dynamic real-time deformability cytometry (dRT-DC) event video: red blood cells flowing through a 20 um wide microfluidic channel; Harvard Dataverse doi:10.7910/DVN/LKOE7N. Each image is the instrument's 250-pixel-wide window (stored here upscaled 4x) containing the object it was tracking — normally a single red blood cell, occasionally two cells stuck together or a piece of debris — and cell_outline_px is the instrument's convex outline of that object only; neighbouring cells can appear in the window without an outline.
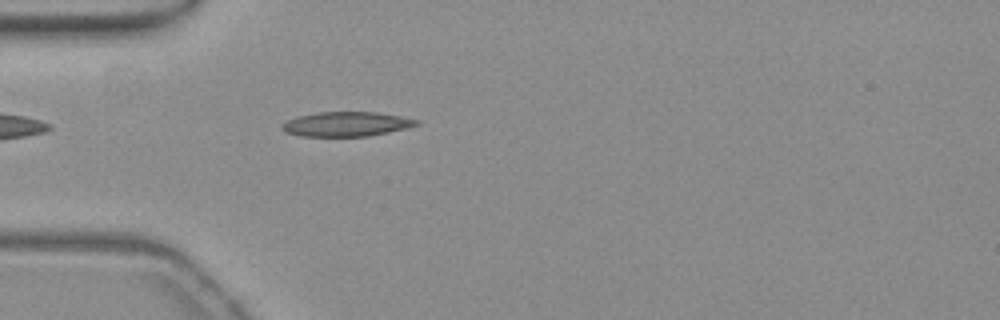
{"species": "common noctule bat (a hibernating species)", "species_latin": "Nyctalus noctula", "temperature_condition": "warm", "stored_images_in_passage": 38, "camera_frame_rate_fps": 3000, "um_per_image_px": 0.085, "animal": {"sex": "female", "body_mass_g": 19.3, "forearm_length_mm": 54.1}, "frame": {"image": 1, "passage_image": 1, "time_ms": 0.0, "image_size_px": [1000, 320], "cell_outline_px": [[420, 124], [408, 128], [368, 136], [300, 136], [284, 132], [280, 128], [280, 124], [296, 116], [316, 112], [376, 112], [400, 116], [420, 120]], "centroid_in_image_um": [29.41, 10.54], "position_along_channel_um": 55.6, "area_um2": 19.42}}
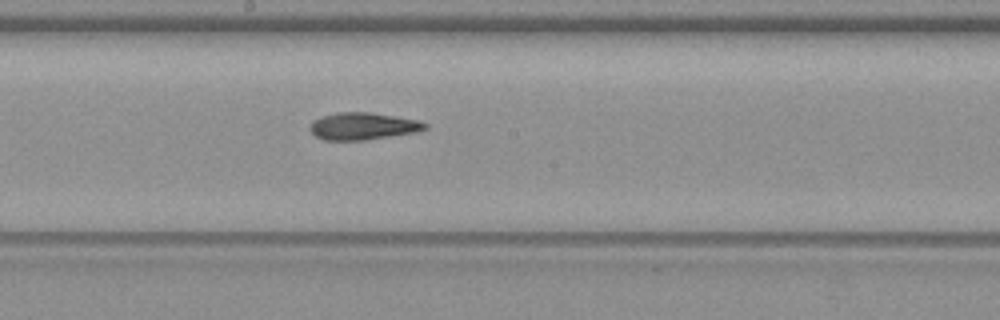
{"frame": {"image": 2, "passage_image": 14, "time_ms": 4.333, "image_size_px": [1000, 320], "cell_outline_px": [[428, 128], [416, 132], [364, 140], [324, 140], [316, 136], [308, 128], [312, 120], [320, 116], [336, 112], [372, 112], [420, 120], [428, 124]], "centroid_in_image_um": [30.84, 10.71], "position_along_channel_um": 217.4, "area_um2": 18.44}}
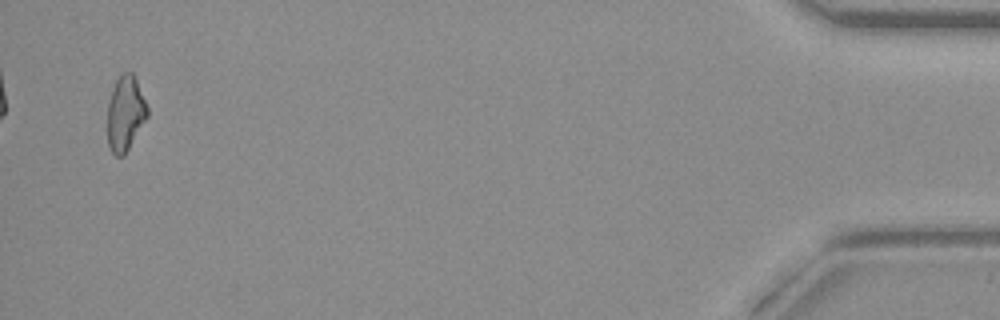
{"frame": {"image": 3, "passage_image": 37, "time_ms": 12.0, "image_size_px": [1000, 320], "cell_outline_px": [[148, 116], [124, 156], [116, 156], [112, 152], [108, 144], [108, 104], [112, 88], [116, 80], [124, 72], [132, 72], [136, 80], [148, 108]], "centroid_in_image_um": [10.65, 9.65], "position_along_channel_um": 424.6, "area_um2": 17.22}, "authors_computed_cell_mechanics": {"area_um2": 18.0336, "velocity_mm_per_s": 3.8682, "shape_relaxation_time_tau1_ms": null, "shape_relaxation_time_tau2_ms": 7.4468, "deformation_change_tau1": null, "deformation_change_tau2": 0.1877}}